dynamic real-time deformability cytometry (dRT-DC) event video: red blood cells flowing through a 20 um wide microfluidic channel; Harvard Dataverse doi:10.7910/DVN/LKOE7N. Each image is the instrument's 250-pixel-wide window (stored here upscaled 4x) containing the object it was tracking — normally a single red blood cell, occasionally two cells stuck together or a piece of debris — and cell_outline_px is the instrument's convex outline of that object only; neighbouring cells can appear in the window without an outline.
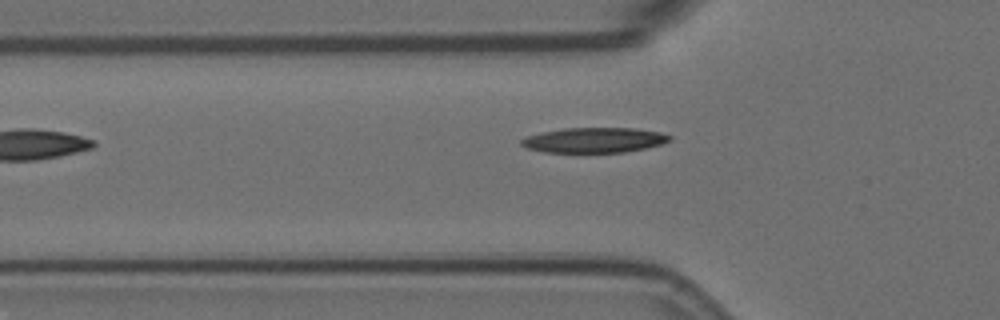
{"species": "Egyptian fruit bat (a non-hibernating species)", "species_latin": "Rousettus aegyptiacus", "temperature_condition": "room temperature", "stored_images_in_passage": 2, "camera_frame_rate_fps": 3000, "um_per_image_px": 0.085, "animal": {"sex": "female"}, "frame": {"image": 1, "passage_image": 2, "time_ms": 0.333, "image_size_px": [1000, 320], "cell_outline_px": [[672, 140], [660, 144], [644, 148], [624, 152], [544, 152], [528, 148], [520, 144], [520, 140], [528, 136], [544, 132], [564, 128], [636, 128], [660, 132], [672, 136]], "centroid_in_image_um": [50.53, 11.9], "position_along_channel_um": 75.3, "area_um2": 21.5}}